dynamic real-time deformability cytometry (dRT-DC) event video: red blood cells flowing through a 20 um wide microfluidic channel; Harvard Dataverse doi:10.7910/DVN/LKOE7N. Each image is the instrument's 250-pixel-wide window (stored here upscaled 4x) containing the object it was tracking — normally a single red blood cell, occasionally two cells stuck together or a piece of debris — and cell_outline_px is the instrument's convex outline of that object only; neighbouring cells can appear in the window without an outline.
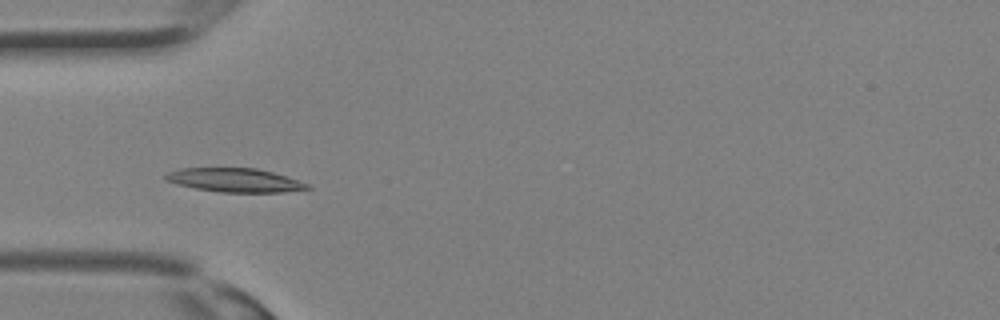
{"species": "Egyptian fruit bat (a non-hibernating species)", "species_latin": "Rousettus aegyptiacus", "temperature_condition": "room temperature", "stored_images_in_passage": 30, "camera_frame_rate_fps": 3000, "um_per_image_px": 0.085, "animal": {"sex": "female"}, "frame": {"image": 1, "passage_image": 10, "time_ms": 3.0, "image_size_px": [1000, 320], "cell_outline_px": [[312, 188], [284, 192], [220, 192], [196, 188], [176, 184], [164, 180], [164, 176], [168, 172], [180, 168], [256, 168], [272, 172], [308, 184]], "centroid_in_image_um": [19.91, 15.31], "position_along_channel_um": 65.1, "area_um2": 19.48}}
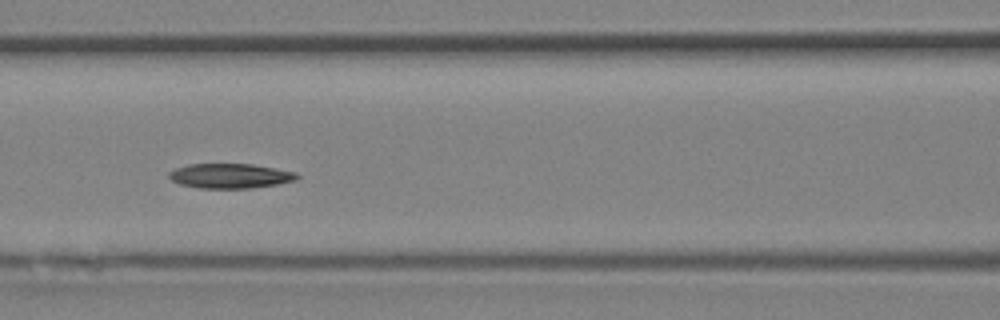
{"frame": {"image": 2, "passage_image": 14, "time_ms": 4.333, "image_size_px": [1000, 320], "cell_outline_px": [[300, 176], [296, 180], [280, 184], [252, 188], [200, 188], [180, 184], [172, 180], [168, 176], [168, 172], [176, 168], [188, 164], [252, 164], [276, 168], [296, 172]], "centroid_in_image_um": [19.6, 14.95], "position_along_channel_um": 147.0, "area_um2": 18.55}}
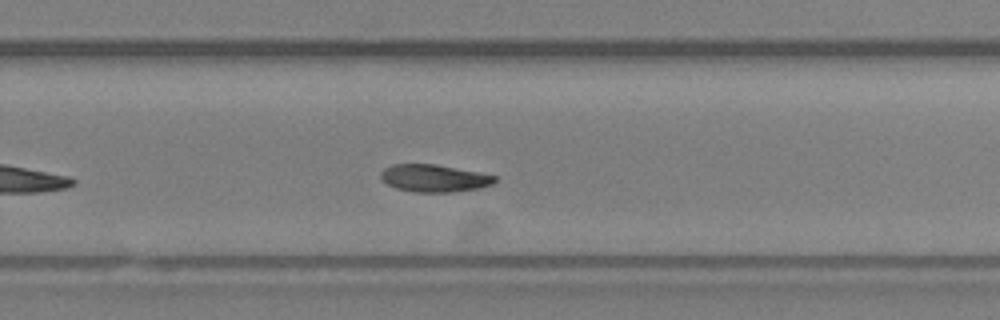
{"frame": {"image": 3, "passage_image": 21, "time_ms": 6.667, "image_size_px": [1000, 320], "cell_outline_px": [[496, 180], [492, 184], [480, 188], [452, 192], [412, 192], [396, 188], [388, 184], [380, 176], [380, 172], [384, 168], [392, 164], [436, 164], [496, 176]], "centroid_in_image_um": [36.87, 15.15], "position_along_channel_um": 292.9, "area_um2": 18.09}}